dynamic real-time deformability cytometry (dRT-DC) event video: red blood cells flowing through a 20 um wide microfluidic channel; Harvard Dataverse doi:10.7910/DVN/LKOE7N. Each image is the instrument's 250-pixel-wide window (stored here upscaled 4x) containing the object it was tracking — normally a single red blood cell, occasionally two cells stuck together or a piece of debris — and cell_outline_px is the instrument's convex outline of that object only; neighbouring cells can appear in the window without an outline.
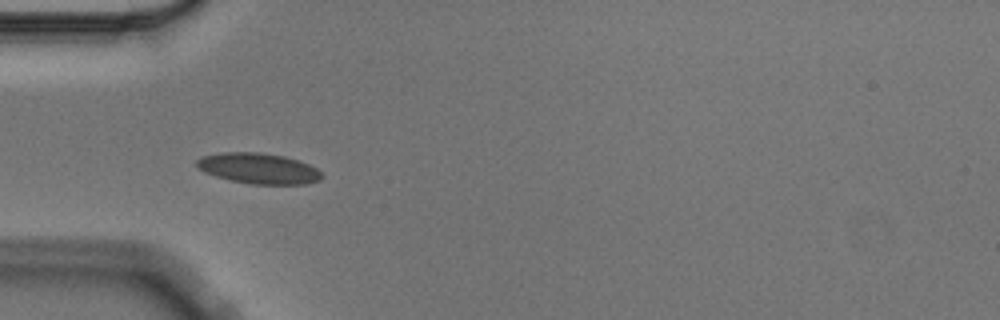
{"species": "Egyptian fruit bat (a non-hibernating species)", "species_latin": "Rousettus aegyptiacus", "temperature_condition": "cold", "stored_images_in_passage": 7, "camera_frame_rate_fps": 3000, "um_per_image_px": 0.085, "animal": {"sex": "male"}, "frame": {"image": 1, "passage_image": 5, "time_ms": 1.333, "image_size_px": [1000, 320], "cell_outline_px": [[324, 176], [320, 180], [304, 184], [252, 184], [232, 180], [216, 176], [204, 172], [196, 164], [196, 160], [204, 156], [224, 152], [260, 152], [284, 156], [300, 160], [316, 168]], "centroid_in_image_um": [22.01, 14.31], "position_along_channel_um": 63.0, "area_um2": 22.2}}
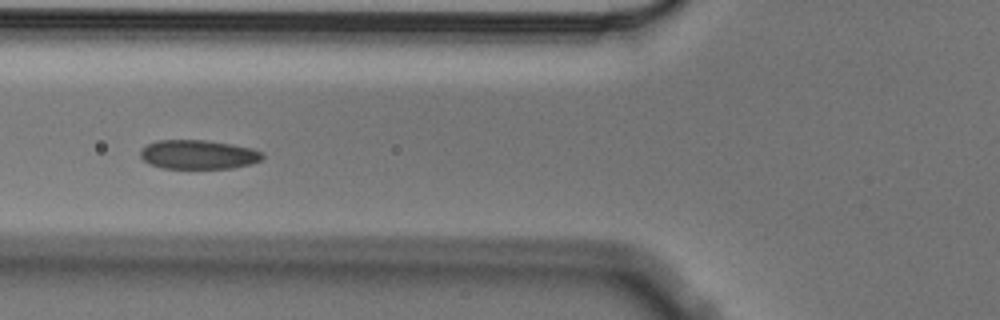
{"frame": {"image": 2, "passage_image": 6, "time_ms": 1.667, "image_size_px": [1000, 320], "cell_outline_px": [[264, 156], [260, 160], [248, 164], [232, 168], [160, 168], [148, 164], [140, 156], [140, 152], [148, 144], [156, 140], [204, 140], [232, 144], [252, 148], [260, 152]], "centroid_in_image_um": [16.82, 13.13], "position_along_channel_um": 109.0, "area_um2": 20.58}}
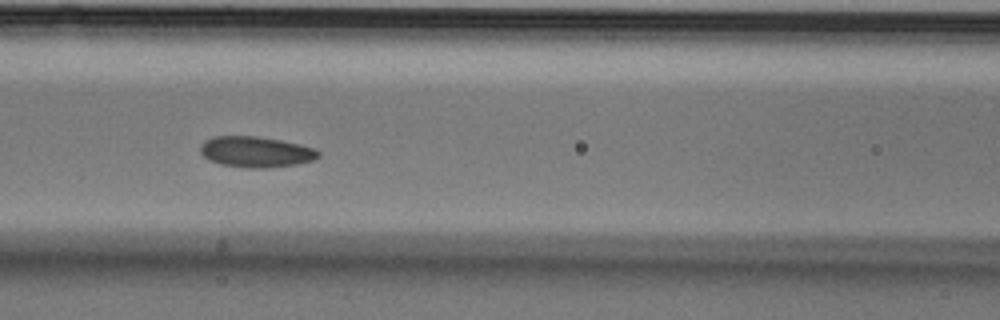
{"frame": {"image": 3, "passage_image": 7, "time_ms": 2.0, "image_size_px": [1000, 320], "cell_outline_px": [[320, 156], [312, 160], [296, 164], [264, 168], [248, 168], [220, 164], [208, 160], [200, 152], [200, 144], [204, 140], [212, 136], [256, 136], [280, 140], [300, 144], [316, 148], [320, 152]], "centroid_in_image_um": [21.73, 12.9], "position_along_channel_um": 144.9, "area_um2": 21.33}}